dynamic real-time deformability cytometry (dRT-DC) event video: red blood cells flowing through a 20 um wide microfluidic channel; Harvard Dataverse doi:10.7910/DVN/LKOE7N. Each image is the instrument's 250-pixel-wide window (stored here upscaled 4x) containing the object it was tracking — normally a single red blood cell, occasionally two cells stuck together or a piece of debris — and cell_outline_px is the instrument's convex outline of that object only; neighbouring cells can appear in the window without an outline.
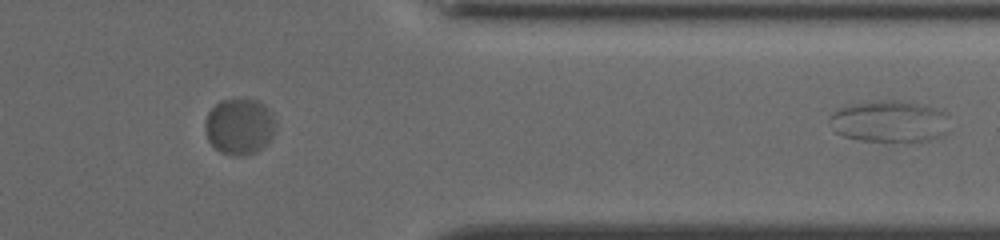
{"species": "common noctule bat (a hibernating species)", "species_latin": "Nyctalus noctula", "temperature_condition": "cold", "stored_images_in_passage": 20, "segment_of_instrument_passage": [2, 2], "camera_frame_rate_fps": 3000, "um_per_image_px": 0.085, "animal": {"sex": "female", "body_mass_g": 19.5, "forearm_length_mm": 54.1}, "frame": {"image": 1, "passage_image": 20, "time_ms": 6.333, "image_size_px": [1000, 240], "cell_outline_px": [[944, 112], [940, 136], [932, 140], [864, 140], [844, 136], [836, 132], [828, 120], [828, 116], [832, 112], [840, 108], [852, 104], [872, 100], [880, 100], [920, 104]], "centroid_in_image_um": [75.43, 10.3], "position_along_channel_um": 336.0, "area_um2": 27.74}}